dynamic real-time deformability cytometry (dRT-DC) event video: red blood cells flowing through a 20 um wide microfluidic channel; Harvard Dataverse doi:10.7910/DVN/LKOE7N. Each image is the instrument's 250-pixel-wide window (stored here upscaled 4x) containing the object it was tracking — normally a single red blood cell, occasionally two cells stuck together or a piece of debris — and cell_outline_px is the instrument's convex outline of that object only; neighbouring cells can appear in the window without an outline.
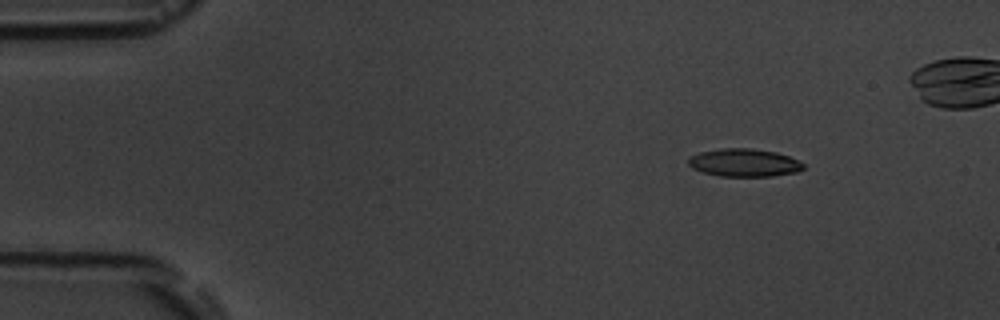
{"species": "common noctule bat (a hibernating species)", "species_latin": "Nyctalus noctula", "temperature_condition": "room temperature", "stored_images_in_passage": 8, "camera_frame_rate_fps": 3000, "um_per_image_px": 0.085, "animal": {"sex": "male", "body_mass_g": 19.5, "forearm_length_mm": 54.6}, "frame": {"image": 1, "passage_image": 2, "time_ms": 2.0, "image_size_px": [1000, 320], "cell_outline_px": [[804, 168], [796, 172], [772, 176], [720, 176], [704, 172], [692, 168], [688, 164], [688, 156], [700, 152], [720, 148], [748, 148], [776, 152], [800, 160], [804, 164]], "centroid_in_image_um": [63.24, 13.82], "position_along_channel_um": 21.8, "area_um2": 18.73}}
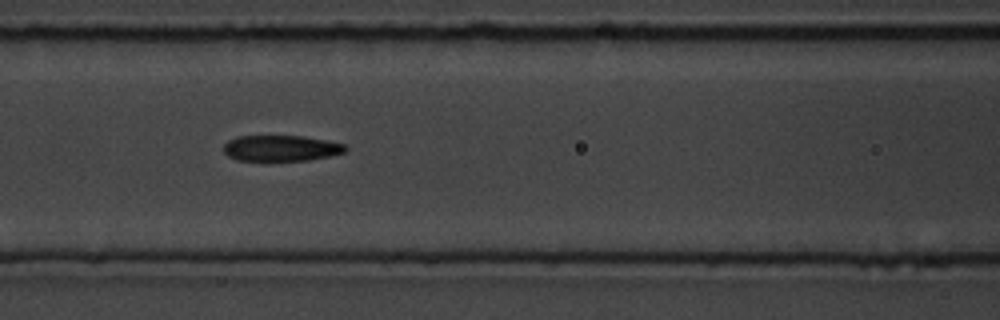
{"frame": {"image": 2, "passage_image": 7, "time_ms": 7.667, "image_size_px": [1000, 320], "cell_outline_px": [[348, 148], [344, 152], [328, 156], [308, 160], [236, 160], [228, 156], [224, 152], [224, 144], [228, 140], [236, 136], [300, 136], [324, 140], [344, 144]], "centroid_in_image_um": [23.84, 12.59], "position_along_channel_um": 142.8, "area_um2": 18.15}}
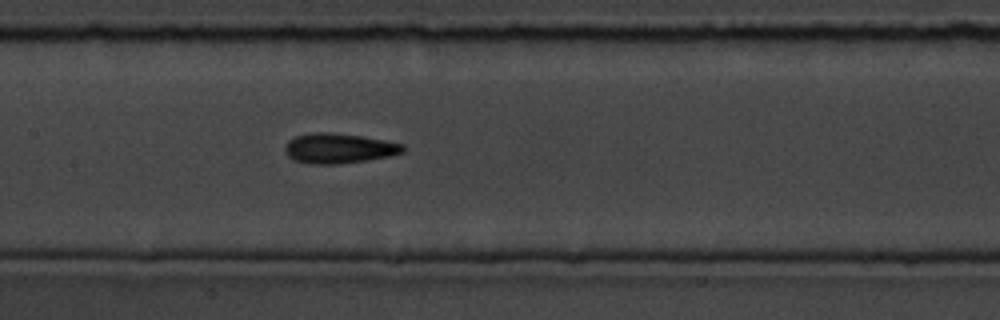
{"frame": {"image": 3, "passage_image": 8, "time_ms": 8.667, "image_size_px": [1000, 320], "cell_outline_px": [[404, 152], [388, 156], [340, 164], [308, 164], [292, 160], [284, 152], [284, 148], [288, 140], [296, 136], [312, 132], [328, 132], [360, 136], [384, 140], [404, 144]], "centroid_in_image_um": [28.74, 12.61], "position_along_channel_um": 178.7, "area_um2": 20.63}}